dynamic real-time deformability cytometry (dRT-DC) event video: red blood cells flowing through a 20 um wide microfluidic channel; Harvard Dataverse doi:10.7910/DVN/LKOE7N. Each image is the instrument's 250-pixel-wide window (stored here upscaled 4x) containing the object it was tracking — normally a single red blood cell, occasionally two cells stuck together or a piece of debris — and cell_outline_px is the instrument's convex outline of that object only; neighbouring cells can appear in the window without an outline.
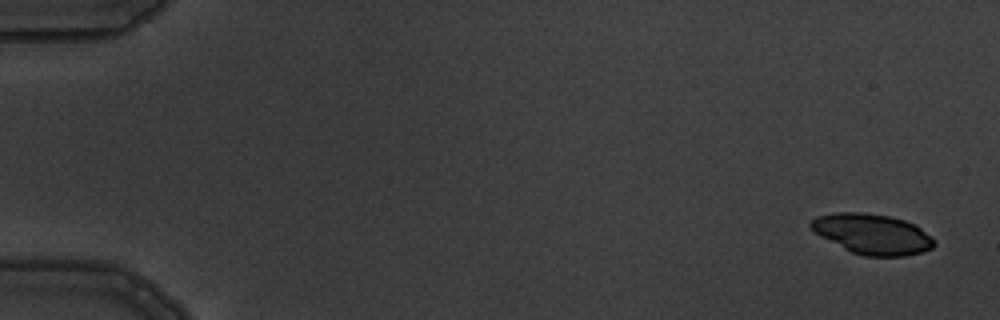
{"species": "common noctule bat (a hibernating species)", "species_latin": "Nyctalus noctula", "temperature_condition": "warm", "stored_images_in_passage": 8, "camera_frame_rate_fps": 3000, "um_per_image_px": 0.085, "animal": {"sex": "male", "body_mass_g": 19.5, "forearm_length_mm": 54.6}, "frame": {"image": 1, "passage_image": 1, "time_ms": 0.0, "image_size_px": [1000, 320], "cell_outline_px": [[936, 244], [932, 248], [920, 252], [904, 256], [864, 256], [852, 252], [820, 236], [808, 224], [816, 216], [832, 212], [864, 212], [888, 216], [904, 220], [916, 224], [932, 236]], "centroid_in_image_um": [74.16, 19.88], "position_along_channel_um": 10.8, "area_um2": 28.96}}